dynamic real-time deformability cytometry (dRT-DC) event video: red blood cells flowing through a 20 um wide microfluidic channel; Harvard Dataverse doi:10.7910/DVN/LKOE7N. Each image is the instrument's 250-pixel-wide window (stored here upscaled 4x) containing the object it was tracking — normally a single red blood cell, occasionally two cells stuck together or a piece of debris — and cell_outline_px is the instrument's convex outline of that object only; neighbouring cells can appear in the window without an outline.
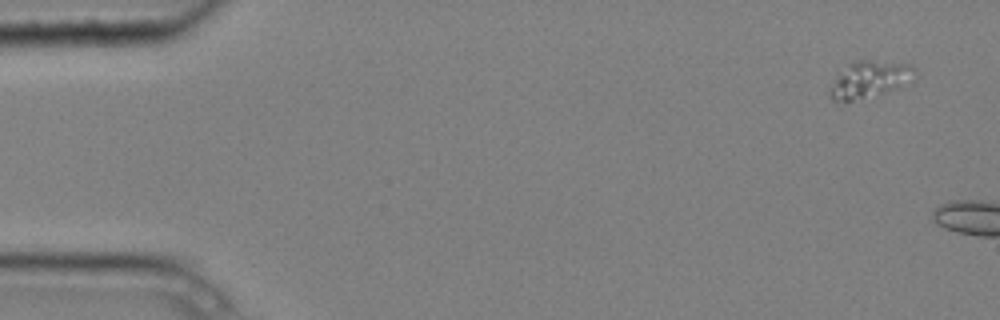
{"species": "common noctule bat (a hibernating species)", "species_latin": "Nyctalus noctula", "temperature_condition": "cold", "stored_images_in_passage": 3, "camera_frame_rate_fps": 3000, "um_per_image_px": 0.085, "animal": {"sex": "male", "body_mass_g": 20.4}, "frame": {"image": 1, "passage_image": 1, "time_ms": 0.0, "image_size_px": [1000, 320], "cell_outline_px": [[920, 76], [896, 88], [884, 92], [836, 104], [832, 100], [828, 92], [832, 84], [852, 60], [872, 60], [912, 64], [916, 68]], "centroid_in_image_um": [73.97, 6.73], "position_along_channel_um": 11.0, "area_um2": 18.21}}